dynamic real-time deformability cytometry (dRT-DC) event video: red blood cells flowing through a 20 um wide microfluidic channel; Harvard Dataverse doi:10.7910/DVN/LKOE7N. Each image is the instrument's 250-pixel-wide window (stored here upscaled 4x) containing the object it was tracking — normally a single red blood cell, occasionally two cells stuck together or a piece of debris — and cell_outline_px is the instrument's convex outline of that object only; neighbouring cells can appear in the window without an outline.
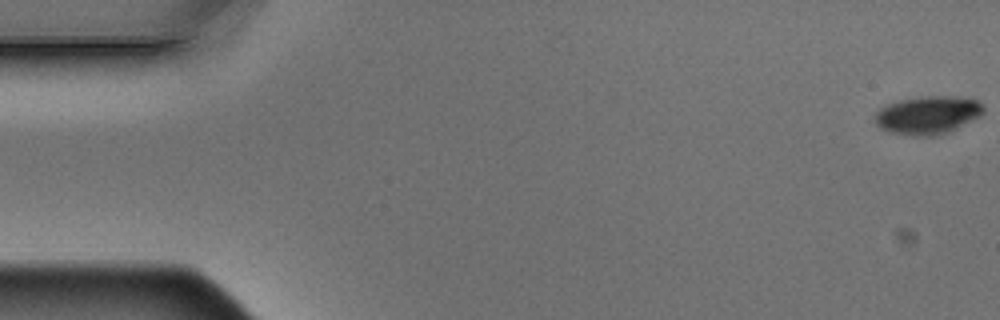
{"species": "Egyptian fruit bat (a non-hibernating species)", "species_latin": "Rousettus aegyptiacus", "temperature_condition": "warm", "stored_images_in_passage": 6, "camera_frame_rate_fps": 3000, "um_per_image_px": 0.085, "animal": {"sex": "male"}, "frame": {"image": 1, "passage_image": 1, "time_ms": 0.0, "image_size_px": [1000, 320], "cell_outline_px": [[984, 112], [980, 116], [948, 132], [936, 136], [912, 136], [888, 132], [880, 128], [876, 124], [876, 112], [884, 104], [900, 100], [924, 96], [960, 96], [980, 100], [984, 104]], "centroid_in_image_um": [78.88, 9.77], "position_along_channel_um": 6.1, "area_um2": 24.45}}
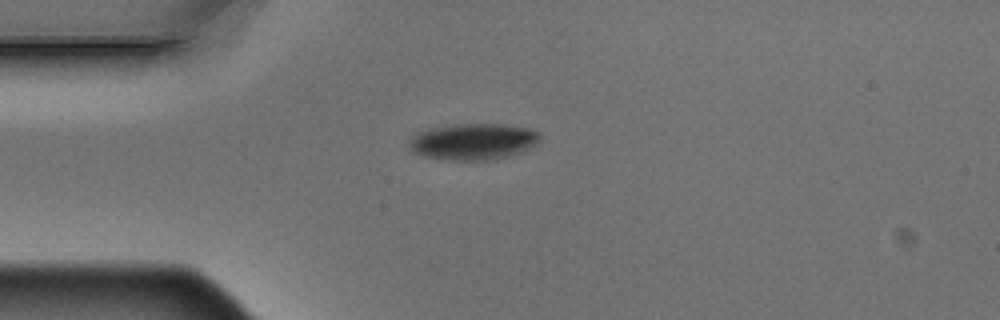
{"frame": {"image": 2, "passage_image": 5, "time_ms": 1.333, "image_size_px": [1000, 320], "cell_outline_px": [[540, 136], [536, 144], [520, 152], [496, 160], [452, 160], [424, 156], [412, 152], [408, 144], [408, 140], [412, 136], [420, 132], [436, 128], [460, 124], [500, 124], [528, 128], [536, 132]], "centroid_in_image_um": [40.21, 12.05], "position_along_channel_um": 44.8, "area_um2": 27.34}}
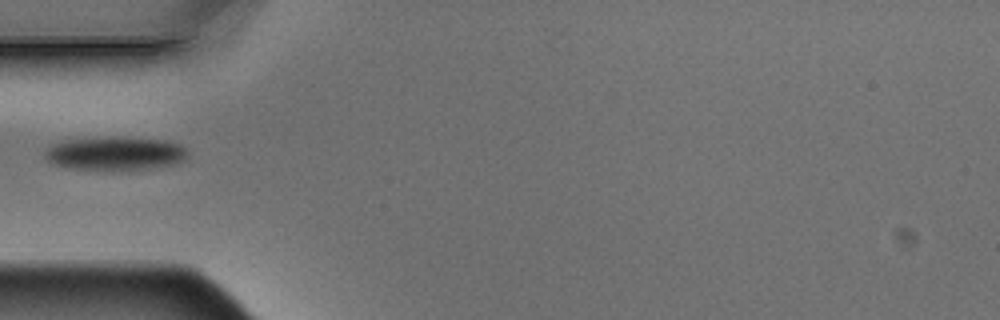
{"frame": {"image": 3, "passage_image": 6, "time_ms": 1.667, "image_size_px": [1000, 320], "cell_outline_px": [[188, 156], [184, 160], [176, 164], [148, 168], [68, 168], [52, 164], [44, 156], [44, 152], [52, 144], [68, 140], [112, 136], [124, 136], [164, 140], [180, 144], [184, 148]], "centroid_in_image_um": [9.8, 13.0], "position_along_channel_um": 75.2, "area_um2": 27.51}}